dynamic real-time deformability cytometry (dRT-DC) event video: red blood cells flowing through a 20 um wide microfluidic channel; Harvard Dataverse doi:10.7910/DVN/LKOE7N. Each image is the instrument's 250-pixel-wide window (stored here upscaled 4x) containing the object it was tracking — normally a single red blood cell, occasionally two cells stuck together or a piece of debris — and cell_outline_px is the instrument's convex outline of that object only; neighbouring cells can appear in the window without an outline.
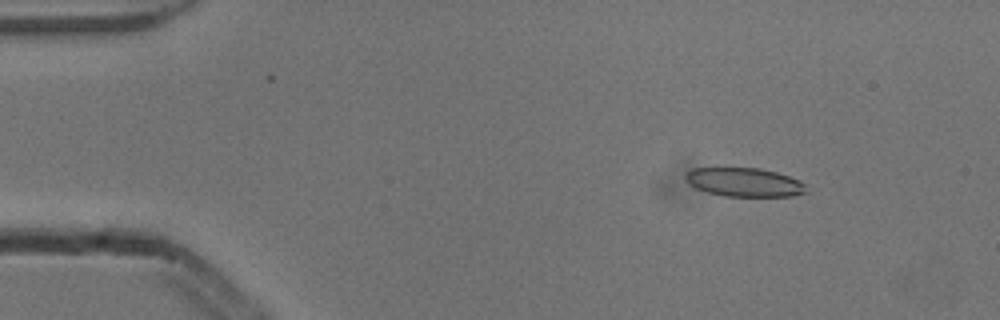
{"species": "common noctule bat (a hibernating species)", "species_latin": "Nyctalus noctula", "temperature_condition": "cold", "stored_images_in_passage": 3, "camera_frame_rate_fps": 3000, "um_per_image_px": 0.085, "animal": {"sex": "male", "body_mass_g": 13.3}, "frame": {"image": 1, "passage_image": 1, "time_ms": 0.0, "image_size_px": [1000, 320], "cell_outline_px": [[808, 192], [792, 196], [724, 196], [708, 192], [696, 188], [688, 184], [684, 176], [692, 168], [760, 168], [776, 172], [800, 180], [804, 184]], "centroid_in_image_um": [63.27, 15.49], "position_along_channel_um": 21.7, "area_um2": 20.23}}